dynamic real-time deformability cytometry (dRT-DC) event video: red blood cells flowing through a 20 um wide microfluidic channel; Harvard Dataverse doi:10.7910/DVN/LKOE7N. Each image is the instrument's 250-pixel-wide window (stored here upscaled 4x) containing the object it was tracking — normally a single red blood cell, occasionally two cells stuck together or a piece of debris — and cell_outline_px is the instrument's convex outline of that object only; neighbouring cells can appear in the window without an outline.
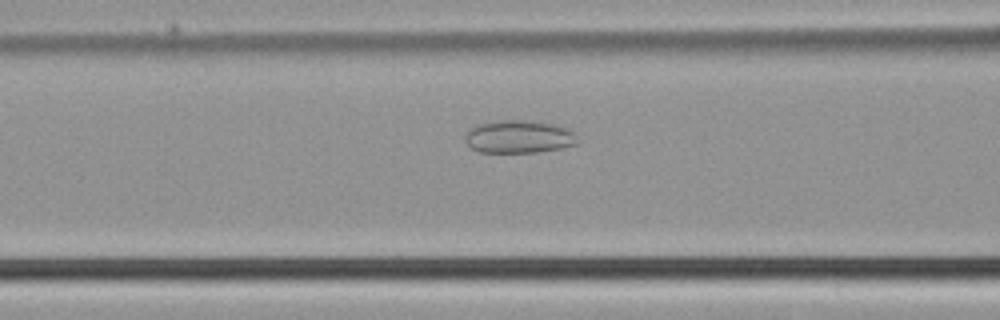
{"species": "common noctule bat (a hibernating species)", "species_latin": "Nyctalus noctula", "temperature_condition": "cold", "stored_images_in_passage": 46, "camera_frame_rate_fps": 3000, "um_per_image_px": 0.085, "animal": {"sex": "male", "body_mass_g": 21.5, "forearm_length_mm": 52.0}, "frame": {"image": 1, "passage_image": 16, "time_ms": 5.0, "image_size_px": [1000, 320], "cell_outline_px": [[580, 140], [576, 144], [564, 148], [536, 152], [480, 152], [472, 148], [464, 140], [464, 136], [468, 128], [476, 124], [500, 120], [528, 120], [556, 124], [568, 128], [576, 132]], "centroid_in_image_um": [44.14, 11.61], "position_along_channel_um": 122.5, "area_um2": 22.02}}
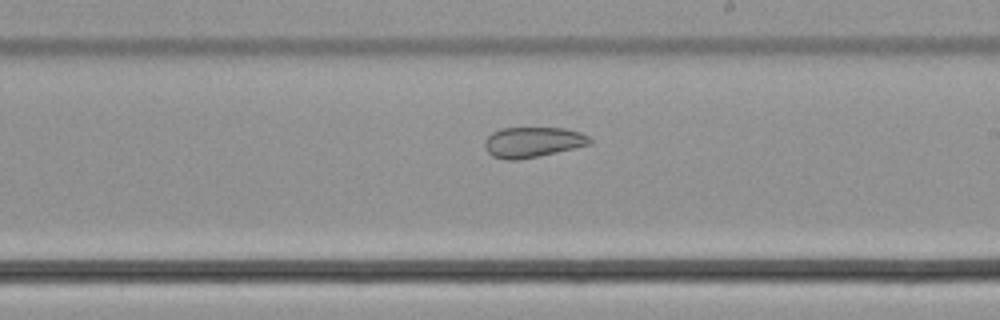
{"frame": {"image": 2, "passage_image": 25, "time_ms": 8.0, "image_size_px": [1000, 320], "cell_outline_px": [[592, 144], [540, 156], [516, 160], [508, 160], [492, 156], [484, 148], [484, 140], [492, 132], [500, 128], [564, 128], [580, 132], [588, 136], [592, 140]], "centroid_in_image_um": [45.27, 12.08], "position_along_channel_um": 243.7, "area_um2": 18.73}}
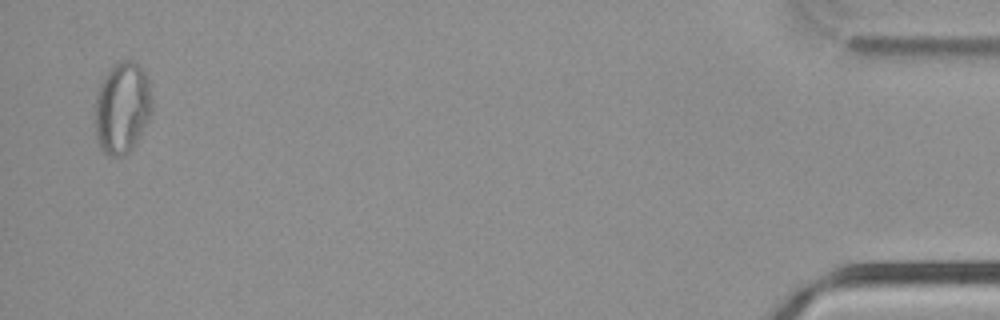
{"frame": {"image": 3, "passage_image": 45, "time_ms": 14.667, "image_size_px": [1000, 320], "cell_outline_px": [[152, 112], [148, 120], [132, 148], [124, 156], [108, 156], [100, 148], [96, 136], [96, 96], [104, 72], [120, 60], [132, 60], [140, 64], [148, 80], [152, 100]], "centroid_in_image_um": [10.39, 9.13], "position_along_channel_um": 424.8, "area_um2": 30.52}}